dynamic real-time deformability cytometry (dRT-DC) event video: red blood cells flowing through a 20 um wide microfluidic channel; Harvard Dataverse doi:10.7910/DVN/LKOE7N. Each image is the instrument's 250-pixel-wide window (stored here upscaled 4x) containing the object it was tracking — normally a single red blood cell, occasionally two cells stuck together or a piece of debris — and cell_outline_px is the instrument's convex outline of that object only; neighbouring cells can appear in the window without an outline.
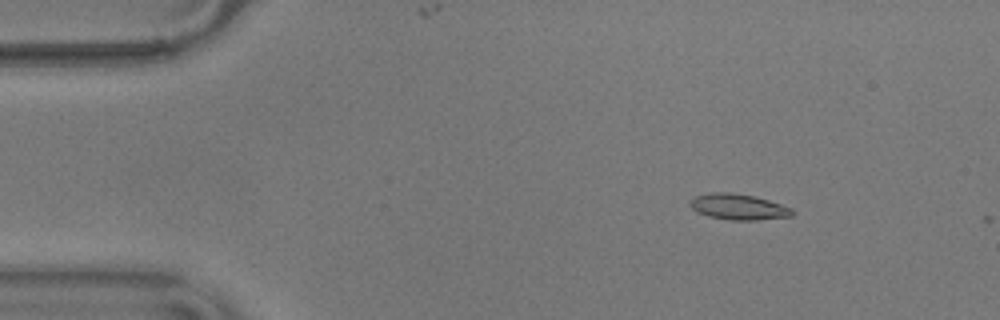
{"species": "common noctule bat (a hibernating species)", "species_latin": "Nyctalus noctula", "temperature_condition": "warm", "stored_images_in_passage": 9, "camera_frame_rate_fps": 3000, "um_per_image_px": 0.085, "animal": {"sex": "male", "body_mass_g": 17.9}, "frame": {"image": 1, "passage_image": 8, "time_ms": 2.333, "image_size_px": [1000, 320], "cell_outline_px": [[792, 216], [756, 220], [728, 220], [708, 216], [696, 212], [688, 204], [696, 196], [712, 192], [732, 192], [752, 196], [768, 200], [792, 208]], "centroid_in_image_um": [62.73, 17.59], "position_along_channel_um": 22.3, "area_um2": 15.26}}